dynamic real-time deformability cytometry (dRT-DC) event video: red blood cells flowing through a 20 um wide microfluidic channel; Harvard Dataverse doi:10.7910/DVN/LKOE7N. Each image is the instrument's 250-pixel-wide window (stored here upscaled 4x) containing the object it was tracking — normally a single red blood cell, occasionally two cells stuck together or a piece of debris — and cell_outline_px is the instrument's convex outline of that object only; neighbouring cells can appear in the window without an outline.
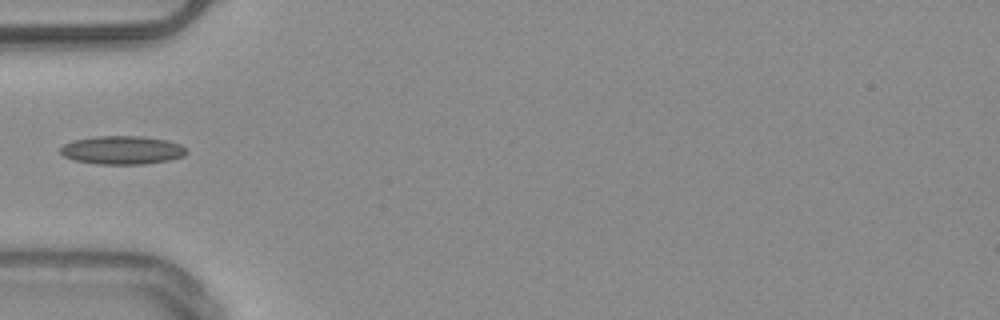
{"species": "common noctule bat (a hibernating species)", "species_latin": "Nyctalus noctula", "temperature_condition": "warm", "stored_images_in_passage": 6, "camera_frame_rate_fps": 3000, "um_per_image_px": 0.085, "animal": {"sex": "male", "body_mass_g": 20.4}, "frame": {"image": 1, "passage_image": 5, "time_ms": 5.667, "image_size_px": [1000, 320], "cell_outline_px": [[188, 152], [184, 156], [168, 160], [144, 164], [96, 164], [72, 160], [64, 156], [60, 152], [60, 148], [64, 144], [72, 140], [96, 136], [144, 136], [168, 140], [180, 144], [188, 148]], "centroid_in_image_um": [10.4, 12.75], "position_along_channel_um": 74.6, "area_um2": 21.15}}